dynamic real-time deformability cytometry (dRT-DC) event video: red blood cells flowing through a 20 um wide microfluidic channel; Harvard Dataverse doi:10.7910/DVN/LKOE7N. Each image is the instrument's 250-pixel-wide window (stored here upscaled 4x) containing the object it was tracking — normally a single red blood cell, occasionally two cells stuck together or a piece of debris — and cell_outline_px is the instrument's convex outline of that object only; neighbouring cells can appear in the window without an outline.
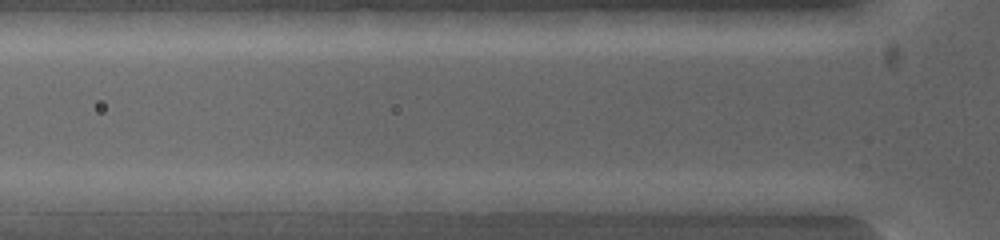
{"species": "common noctule bat (a hibernating species)", "species_latin": "Nyctalus noctula", "temperature_condition": "warm", "stored_images_in_passage": 3, "camera_frame_rate_fps": 5000, "um_per_image_px": 0.085, "animal": {"sex": "female", "body_mass_g": 19.0, "forearm_length_mm": 53.3}, "frame": {"image": 1, "passage_image": 2, "time_ms": 0.6, "image_size_px": [1000, 240], "cell_outline_px": [[596, 200], [576, 212], [500, 212], [492, 200], [560, 192]], "centroid_in_image_um": [46.19, 17.29], "position_along_channel_um": 79.6, "area_um2": 10.81}}